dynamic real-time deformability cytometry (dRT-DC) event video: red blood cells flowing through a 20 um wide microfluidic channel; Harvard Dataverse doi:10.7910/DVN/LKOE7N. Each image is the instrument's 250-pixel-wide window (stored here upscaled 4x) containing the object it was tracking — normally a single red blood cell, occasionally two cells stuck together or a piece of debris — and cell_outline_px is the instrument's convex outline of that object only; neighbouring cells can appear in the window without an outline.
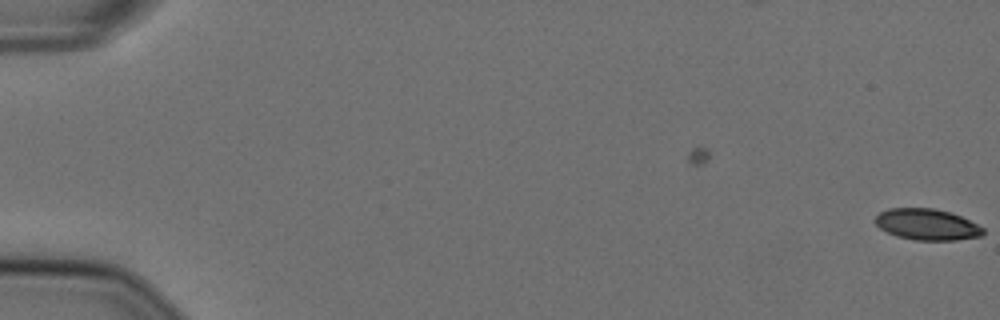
{"species": "Egyptian fruit bat (a non-hibernating species)", "species_latin": "Rousettus aegyptiacus", "temperature_condition": "cold", "stored_images_in_passage": 6, "camera_frame_rate_fps": 3000, "um_per_image_px": 0.085, "animal": {"sex": "female"}, "frame": {"image": 1, "passage_image": 6, "time_ms": 1.667, "image_size_px": [1000, 320], "cell_outline_px": [[984, 232], [980, 236], [956, 240], [916, 240], [896, 236], [880, 228], [876, 224], [876, 216], [880, 212], [888, 208], [936, 208], [952, 212], [984, 228]], "centroid_in_image_um": [78.79, 19.07], "position_along_channel_um": 6.2, "area_um2": 19.54}}